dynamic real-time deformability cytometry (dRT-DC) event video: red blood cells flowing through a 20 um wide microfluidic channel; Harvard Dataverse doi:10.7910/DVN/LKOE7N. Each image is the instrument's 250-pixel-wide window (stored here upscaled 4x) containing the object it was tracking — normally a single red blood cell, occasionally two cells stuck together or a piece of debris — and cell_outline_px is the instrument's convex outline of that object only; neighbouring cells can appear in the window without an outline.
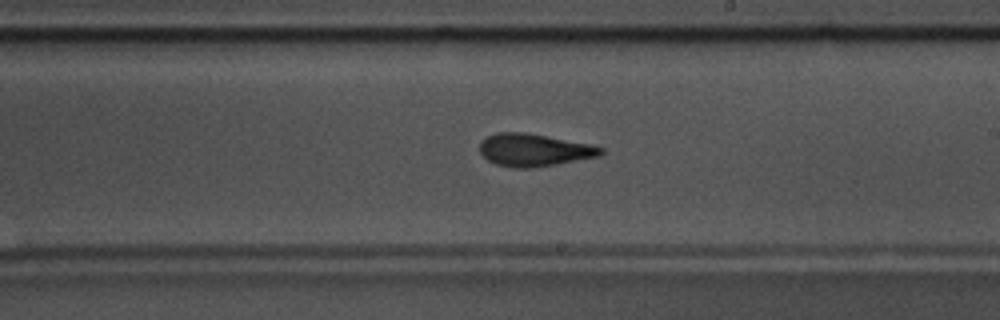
{"species": "common noctule bat (a hibernating species)", "species_latin": "Nyctalus noctula", "temperature_condition": "warm", "stored_images_in_passage": 55, "camera_frame_rate_fps": 3000, "um_per_image_px": 0.085, "animal": {"sex": "male", "body_mass_g": 17.5, "forearm_length_mm": 52.3}, "frame": {"image": 1, "passage_image": 32, "time_ms": 10.333, "image_size_px": [1000, 320], "cell_outline_px": [[604, 152], [600, 156], [556, 164], [532, 168], [512, 168], [496, 164], [488, 160], [480, 152], [480, 140], [496, 132], [524, 132], [592, 144], [604, 148]], "centroid_in_image_um": [45.4, 12.75], "position_along_channel_um": 243.6, "area_um2": 23.06}, "authors_computed_cell_mechanics": {"area_um2": 22.4842, "velocity_mm_per_s": 3.6522, "shape_relaxation_time_tau1_ms": 9.2033, "shape_relaxation_time_tau2_ms": 2.2727, "deformation_change_tau1": 0.2396, "deformation_change_tau2": 0.116}}